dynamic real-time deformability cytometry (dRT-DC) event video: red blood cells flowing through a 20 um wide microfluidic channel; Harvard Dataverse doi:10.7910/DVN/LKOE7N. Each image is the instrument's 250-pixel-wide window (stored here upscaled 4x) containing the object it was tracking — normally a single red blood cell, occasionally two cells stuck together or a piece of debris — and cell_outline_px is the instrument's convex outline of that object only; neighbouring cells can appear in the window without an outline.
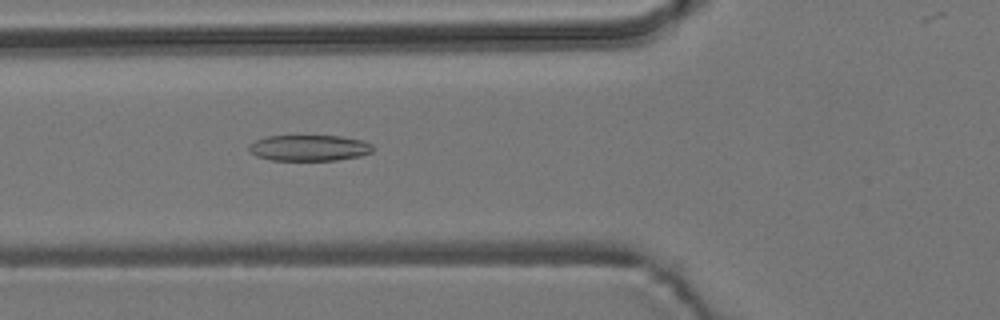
{"species": "common noctule bat (a hibernating species)", "species_latin": "Nyctalus noctula", "temperature_condition": "room temperature", "stored_images_in_passage": 6, "camera_frame_rate_fps": 3000, "um_per_image_px": 0.085, "animal": {"sex": "male", "body_mass_g": 19.2, "forearm_length_mm": 51.8}, "frame": {"image": 1, "passage_image": 6, "time_ms": 1.667, "image_size_px": [1000, 320], "cell_outline_px": [[372, 152], [360, 156], [336, 160], [272, 160], [256, 156], [248, 148], [248, 144], [256, 140], [268, 136], [340, 136], [364, 140], [372, 144]], "centroid_in_image_um": [26.29, 12.57], "position_along_channel_um": 99.5, "area_um2": 18.73}}